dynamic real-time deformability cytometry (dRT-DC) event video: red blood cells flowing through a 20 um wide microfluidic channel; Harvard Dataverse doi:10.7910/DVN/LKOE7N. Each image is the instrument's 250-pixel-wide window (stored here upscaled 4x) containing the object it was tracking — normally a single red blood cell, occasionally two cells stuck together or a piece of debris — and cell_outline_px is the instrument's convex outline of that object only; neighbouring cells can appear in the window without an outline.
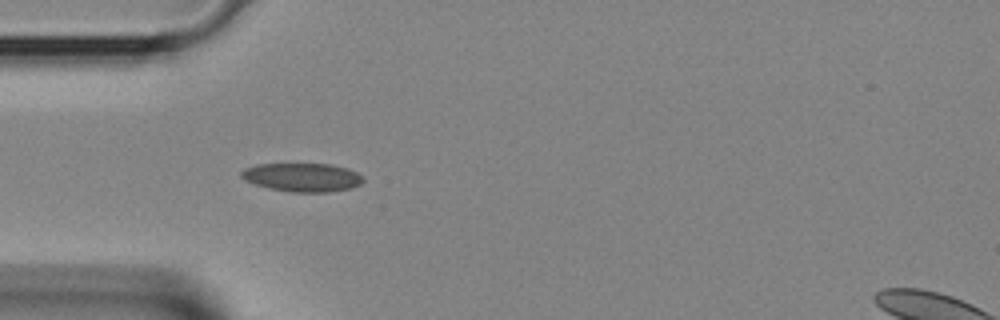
{"species": "Egyptian fruit bat (a non-hibernating species)", "species_latin": "Rousettus aegyptiacus", "temperature_condition": "room temperature", "stored_images_in_passage": 15, "camera_frame_rate_fps": 3000, "um_per_image_px": 0.085, "animal": {"sex": "female"}, "frame": {"image": 1, "passage_image": 2, "time_ms": 0.333, "image_size_px": [1000, 320], "cell_outline_px": [[364, 180], [360, 184], [352, 188], [328, 192], [288, 192], [268, 188], [252, 184], [244, 180], [240, 176], [240, 172], [244, 168], [256, 164], [332, 164], [348, 168], [364, 176]], "centroid_in_image_um": [25.68, 15.07], "position_along_channel_um": 59.3, "area_um2": 20.63}}
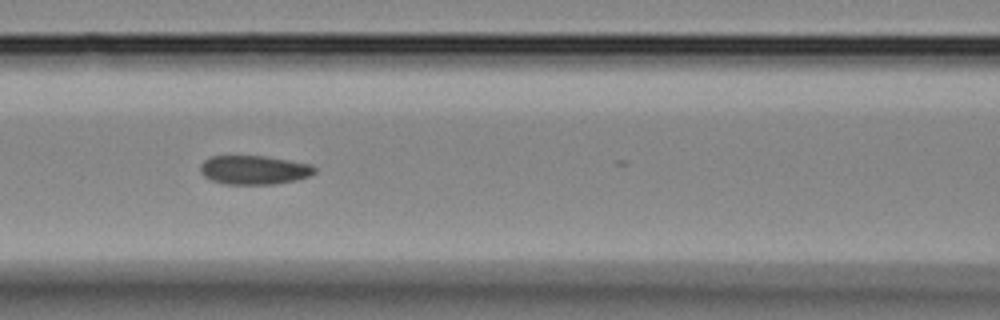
{"frame": {"image": 2, "passage_image": 8, "time_ms": 2.333, "image_size_px": [1000, 320], "cell_outline_px": [[316, 172], [308, 176], [296, 180], [276, 184], [224, 184], [212, 180], [204, 176], [200, 172], [200, 164], [204, 160], [212, 156], [264, 156], [312, 164], [316, 168]], "centroid_in_image_um": [21.6, 14.44], "position_along_channel_um": 145.0, "area_um2": 19.31}}
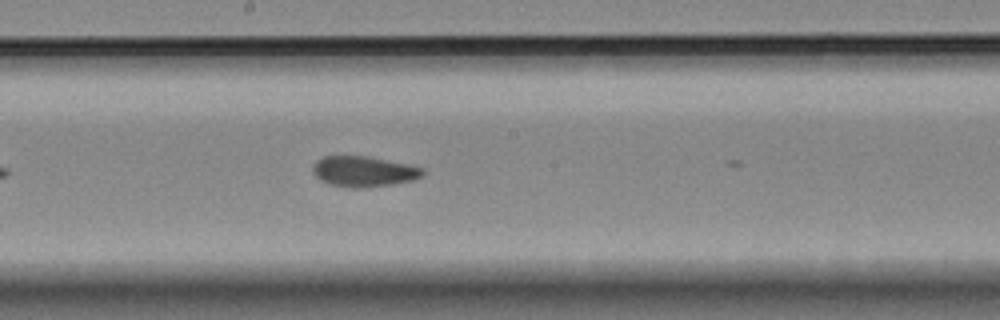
{"frame": {"image": 3, "passage_image": 13, "time_ms": 4.0, "image_size_px": [1000, 320], "cell_outline_px": [[424, 176], [412, 180], [392, 184], [360, 188], [352, 188], [328, 184], [320, 180], [312, 172], [312, 164], [316, 160], [324, 156], [368, 156], [408, 164], [424, 168]], "centroid_in_image_um": [30.9, 14.57], "position_along_channel_um": 217.3, "area_um2": 19.71}}